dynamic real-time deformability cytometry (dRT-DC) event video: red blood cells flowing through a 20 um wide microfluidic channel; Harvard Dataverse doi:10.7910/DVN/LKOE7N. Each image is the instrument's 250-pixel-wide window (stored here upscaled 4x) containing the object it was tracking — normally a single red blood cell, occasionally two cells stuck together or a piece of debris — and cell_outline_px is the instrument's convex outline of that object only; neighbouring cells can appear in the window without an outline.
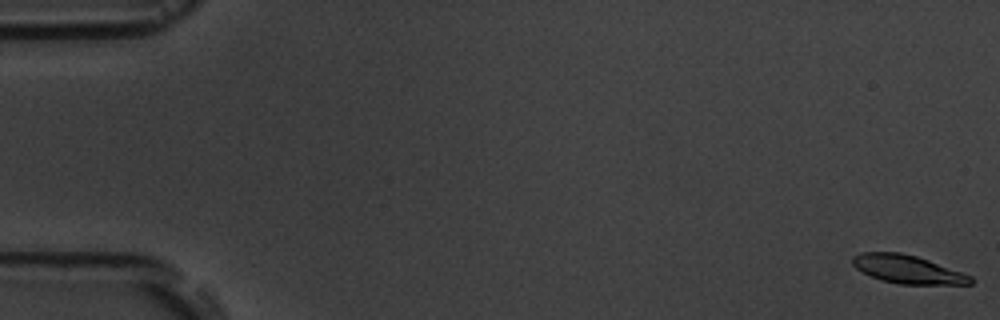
{"species": "common noctule bat (a hibernating species)", "species_latin": "Nyctalus noctula", "temperature_condition": "room temperature", "stored_images_in_passage": 17, "camera_frame_rate_fps": 3000, "um_per_image_px": 0.085, "animal": {"sex": "male", "body_mass_g": 19.5, "forearm_length_mm": 54.6}, "frame": {"image": 1, "passage_image": 1, "time_ms": 0.0, "image_size_px": [1000, 320], "cell_outline_px": [[972, 284], [900, 284], [880, 280], [856, 268], [852, 264], [852, 256], [860, 252], [900, 252], [916, 256], [928, 260], [972, 276]], "centroid_in_image_um": [77.11, 22.88], "position_along_channel_um": 7.9, "area_um2": 19.25}}
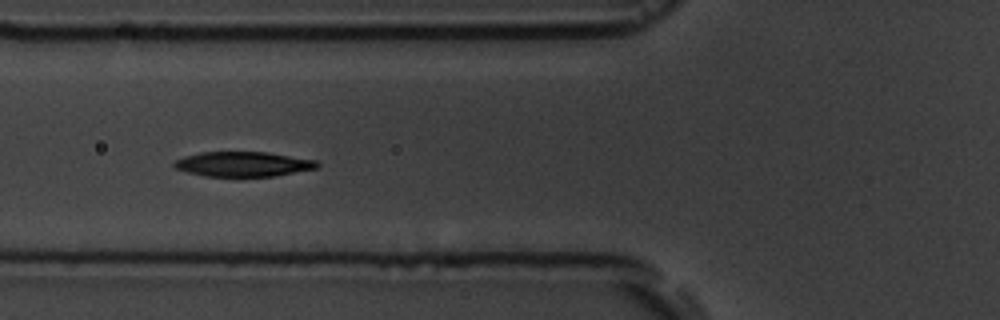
{"frame": {"image": 2, "passage_image": 7, "time_ms": 7.0, "image_size_px": [1000, 320], "cell_outline_px": [[320, 164], [316, 168], [272, 176], [204, 176], [188, 172], [176, 168], [172, 164], [176, 160], [184, 156], [200, 152], [268, 152], [316, 160]], "centroid_in_image_um": [20.65, 13.94], "position_along_channel_um": 105.2, "area_um2": 20.52}}
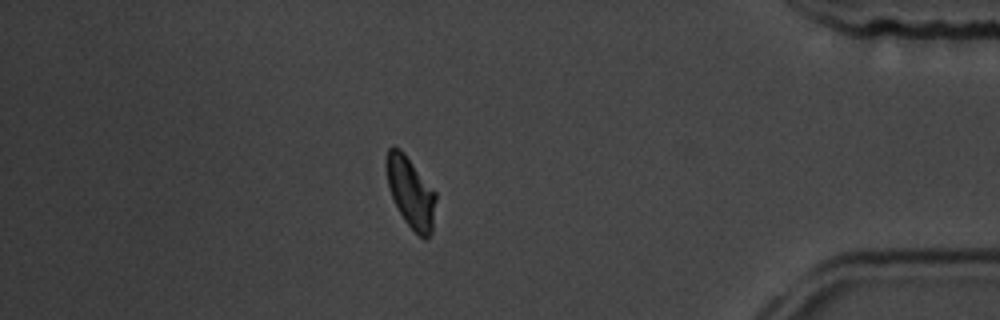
{"frame": {"image": 3, "passage_image": 15, "time_ms": 16.333, "image_size_px": [1000, 320], "cell_outline_px": [[436, 200], [432, 232], [428, 240], [424, 240], [404, 220], [388, 188], [384, 168], [384, 160], [388, 148], [392, 144], [400, 148], [404, 152], [436, 192]], "centroid_in_image_um": [34.88, 16.3], "position_along_channel_um": 400.3, "area_um2": 20.75}, "authors_computed_cell_mechanics": {"area_um2": 20.6346, "velocity_mm_per_s": 3.5748, "shape_relaxation_time_tau1_ms": 1.9645, "shape_relaxation_time_tau2_ms": 4.0772, "deformation_change_tau1": 0.1081, "deformation_change_tau2": 0.0983}}